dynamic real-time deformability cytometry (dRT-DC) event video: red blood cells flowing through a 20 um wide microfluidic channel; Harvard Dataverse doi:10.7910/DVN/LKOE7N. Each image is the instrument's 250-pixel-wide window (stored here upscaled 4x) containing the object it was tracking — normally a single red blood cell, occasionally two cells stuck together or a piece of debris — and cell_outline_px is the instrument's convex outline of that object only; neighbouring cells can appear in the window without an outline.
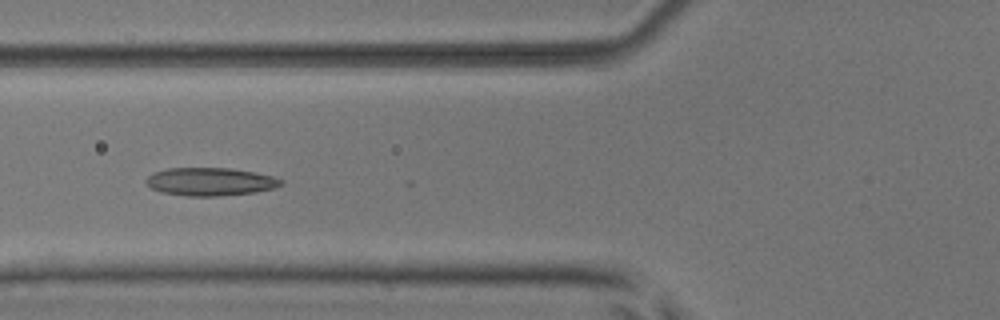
{"species": "common noctule bat (a hibernating species)", "species_latin": "Nyctalus noctula", "temperature_condition": "room temperature", "stored_images_in_passage": 6, "camera_frame_rate_fps": 3000, "um_per_image_px": 0.085, "animal": {"sex": "male", "body_mass_g": 17.9, "forearm_length_mm": 54.2}, "frame": {"image": 1, "passage_image": 6, "time_ms": 1.667, "image_size_px": [1000, 320], "cell_outline_px": [[284, 184], [276, 188], [256, 192], [216, 196], [188, 196], [160, 192], [152, 188], [144, 180], [148, 176], [156, 172], [168, 168], [228, 168], [252, 172], [272, 176], [284, 180]], "centroid_in_image_um": [17.9, 15.45], "position_along_channel_um": 107.9, "area_um2": 21.96}}